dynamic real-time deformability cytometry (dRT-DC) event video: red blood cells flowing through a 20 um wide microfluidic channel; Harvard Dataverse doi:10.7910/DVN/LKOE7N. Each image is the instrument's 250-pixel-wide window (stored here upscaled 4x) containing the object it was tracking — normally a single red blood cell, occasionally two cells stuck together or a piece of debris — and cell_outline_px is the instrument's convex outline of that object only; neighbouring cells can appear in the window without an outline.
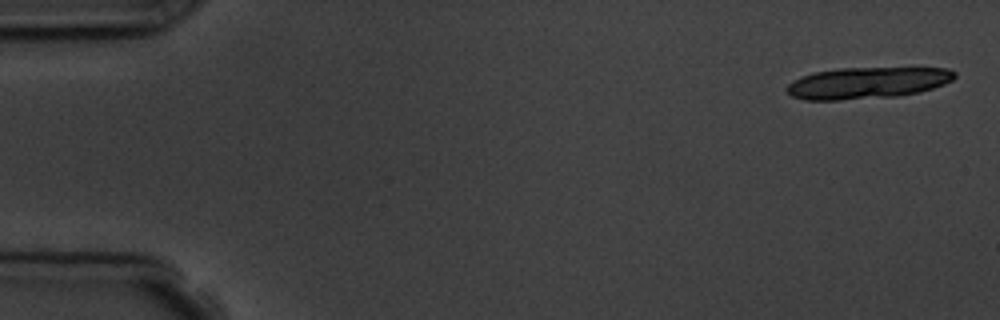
{"species": "common noctule bat (a hibernating species)", "species_latin": "Nyctalus noctula", "temperature_condition": "room temperature", "stored_images_in_passage": 2, "camera_frame_rate_fps": 3000, "um_per_image_px": 0.085, "animal": {"sex": "male", "body_mass_g": 19.5, "forearm_length_mm": 54.6}, "frame": {"image": 1, "passage_image": 1, "time_ms": 0.0, "image_size_px": [1000, 320], "cell_outline_px": [[956, 76], [952, 80], [944, 84], [920, 92], [896, 96], [840, 100], [804, 100], [792, 96], [784, 88], [792, 80], [800, 76], [812, 72], [840, 68], [948, 68], [956, 72]], "centroid_in_image_um": [73.68, 7.04], "position_along_channel_um": 11.3, "area_um2": 30.98}}